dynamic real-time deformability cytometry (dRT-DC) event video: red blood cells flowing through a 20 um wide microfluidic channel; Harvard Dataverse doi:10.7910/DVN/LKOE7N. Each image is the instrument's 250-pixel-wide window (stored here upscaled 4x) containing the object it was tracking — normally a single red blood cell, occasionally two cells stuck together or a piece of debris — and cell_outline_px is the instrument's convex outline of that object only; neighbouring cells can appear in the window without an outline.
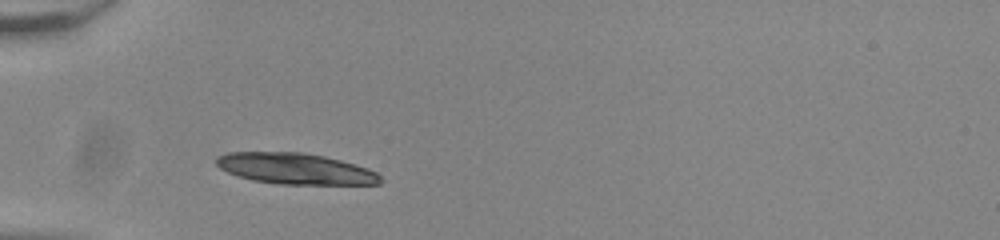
{"species": "common noctule bat (a hibernating species)", "species_latin": "Nyctalus noctula", "temperature_condition": "room temperature", "stored_images_in_passage": 37, "camera_frame_rate_fps": 3000, "um_per_image_px": 0.085, "animal": {"sex": "male", "body_mass_g": 20.0, "forearm_length_mm": 53.3}, "frame": {"image": 1, "passage_image": 1, "time_ms": 0.0, "image_size_px": [1000, 240], "cell_outline_px": [[384, 180], [380, 184], [284, 184], [252, 180], [228, 172], [220, 168], [216, 164], [216, 156], [228, 152], [304, 152], [324, 156], [340, 160], [368, 168], [376, 172]], "centroid_in_image_um": [25.12, 14.33], "position_along_channel_um": 59.9, "area_um2": 29.59}}
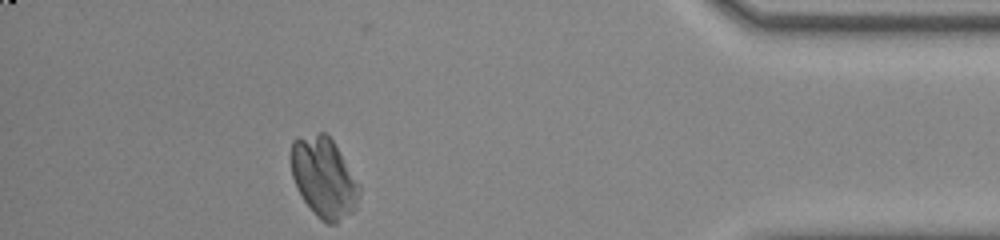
{"frame": {"image": 2, "passage_image": 32, "time_ms": 10.333, "image_size_px": [1000, 240], "cell_outline_px": [[360, 192], [356, 208], [352, 212], [336, 224], [328, 224], [320, 220], [316, 216], [304, 200], [296, 188], [292, 176], [292, 140], [300, 136], [320, 132], [324, 132], [332, 140], [360, 184]], "centroid_in_image_um": [27.54, 15.11], "position_along_channel_um": 407.7, "area_um2": 31.85}}